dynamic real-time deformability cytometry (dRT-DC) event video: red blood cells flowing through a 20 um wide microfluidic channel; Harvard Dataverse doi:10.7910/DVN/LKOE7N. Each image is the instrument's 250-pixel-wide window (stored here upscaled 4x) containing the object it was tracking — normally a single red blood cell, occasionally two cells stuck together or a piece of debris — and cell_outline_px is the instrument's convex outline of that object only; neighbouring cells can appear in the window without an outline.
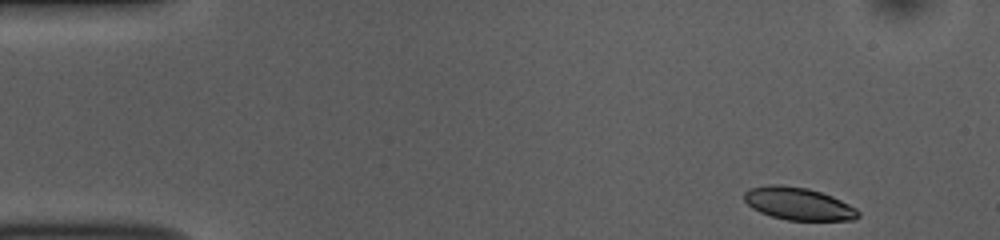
{"species": "common noctule bat (a hibernating species)", "species_latin": "Nyctalus noctula", "temperature_condition": "room temperature", "stored_images_in_passage": 49, "camera_frame_rate_fps": 3000, "um_per_image_px": 0.085, "animal": {"sex": "female", "body_mass_g": 10.0, "forearm_length_mm": 53.1}, "frame": {"image": 1, "passage_image": 1, "time_ms": 0.0, "image_size_px": [1000, 240], "cell_outline_px": [[860, 216], [852, 220], [788, 220], [772, 216], [760, 212], [752, 208], [744, 200], [744, 192], [748, 188], [768, 184], [780, 184], [808, 188], [832, 196], [856, 208], [860, 212]], "centroid_in_image_um": [67.84, 17.3], "position_along_channel_um": 17.2, "area_um2": 21.68}}
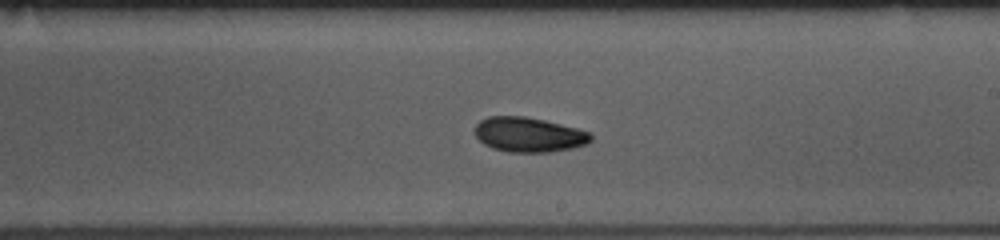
{"frame": {"image": 2, "passage_image": 27, "time_ms": 8.667, "image_size_px": [1000, 240], "cell_outline_px": [[592, 140], [588, 144], [572, 148], [548, 152], [508, 152], [492, 148], [484, 144], [472, 132], [476, 124], [480, 120], [488, 116], [524, 116], [544, 120], [576, 128], [588, 132], [592, 136]], "centroid_in_image_um": [44.91, 11.44], "position_along_channel_um": 244.1, "area_um2": 23.58}}
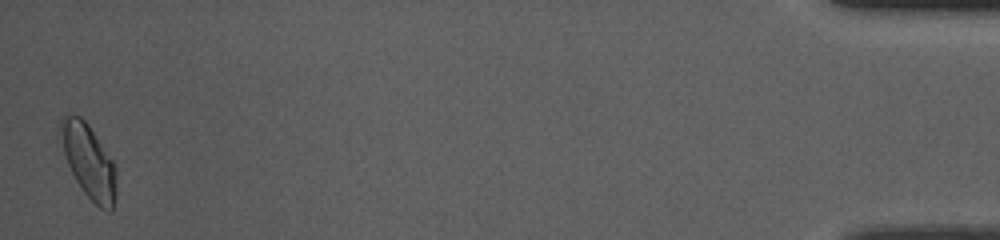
{"frame": {"image": 3, "passage_image": 49, "time_ms": 16.0, "image_size_px": [1000, 240], "cell_outline_px": [[116, 196], [112, 212], [108, 212], [100, 208], [84, 192], [76, 180], [68, 164], [64, 152], [60, 124], [60, 120], [64, 112], [68, 112], [80, 116], [88, 124], [112, 160], [116, 168]], "centroid_in_image_um": [7.56, 13.7], "position_along_channel_um": 427.6, "area_um2": 23.76}, "authors_computed_cell_mechanics": {"area_um2": 23.0044, "velocity_mm_per_s": 3.7232, "shape_relaxation_time_tau1_ms": 3.3773, "shape_relaxation_time_tau2_ms": 5.1167, "deformation_change_tau1": 0.0899, "deformation_change_tau2": 0.1024}}